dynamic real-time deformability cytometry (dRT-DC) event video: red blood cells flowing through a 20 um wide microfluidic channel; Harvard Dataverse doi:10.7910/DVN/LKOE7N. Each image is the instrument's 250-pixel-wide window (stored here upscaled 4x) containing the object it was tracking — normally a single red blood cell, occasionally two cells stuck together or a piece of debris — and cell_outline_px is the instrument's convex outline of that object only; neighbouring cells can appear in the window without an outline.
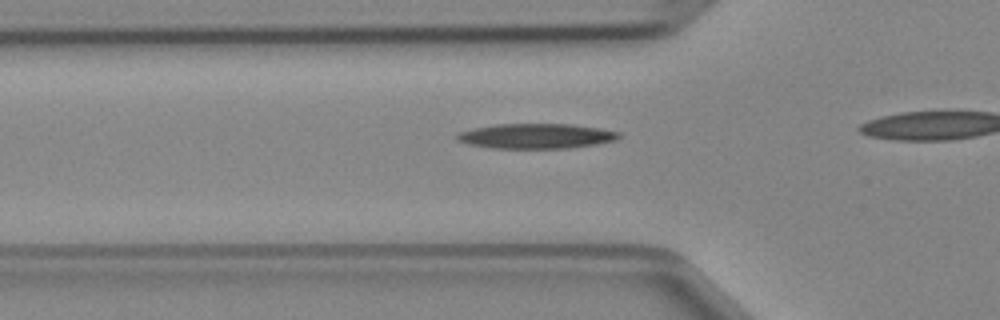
{"species": "Egyptian fruit bat (a non-hibernating species)", "species_latin": "Rousettus aegyptiacus", "temperature_condition": "cold", "stored_images_in_passage": 33, "camera_frame_rate_fps": 3000, "um_per_image_px": 0.085, "animal": {"sex": "female"}, "frame": {"image": 1, "passage_image": 11, "time_ms": 3.333, "image_size_px": [1000, 320], "cell_outline_px": [[620, 136], [616, 140], [596, 144], [568, 148], [492, 148], [468, 144], [456, 140], [456, 136], [460, 132], [472, 128], [496, 124], [572, 124], [600, 128], [620, 132]], "centroid_in_image_um": [45.57, 11.56], "position_along_channel_um": 80.2, "area_um2": 23.58}}
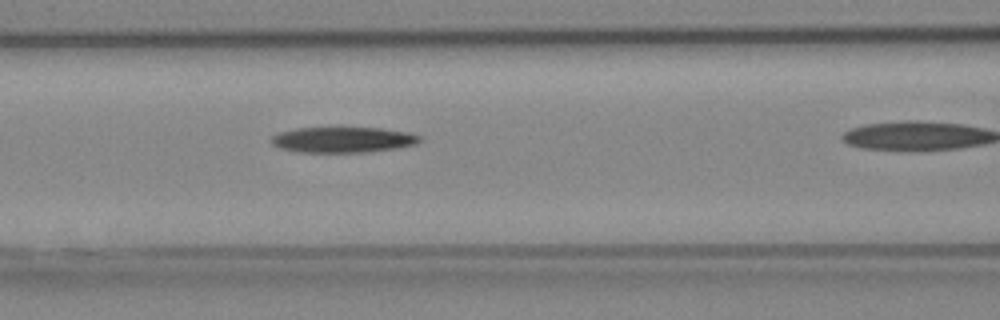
{"frame": {"image": 2, "passage_image": 15, "time_ms": 4.667, "image_size_px": [1000, 320], "cell_outline_px": [[420, 140], [416, 144], [396, 148], [368, 152], [296, 152], [280, 148], [272, 144], [272, 136], [280, 132], [296, 128], [380, 128], [408, 132], [420, 136]], "centroid_in_image_um": [29.14, 11.88], "position_along_channel_um": 137.5, "area_um2": 22.02}}
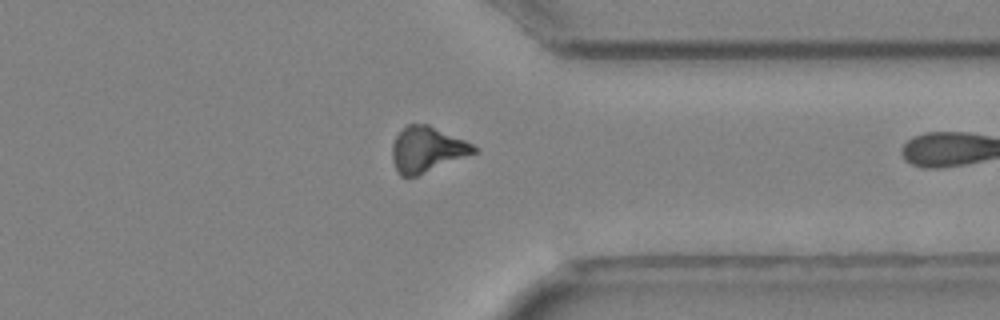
{"frame": {"image": 3, "passage_image": 32, "time_ms": 10.333, "image_size_px": [1000, 320], "cell_outline_px": [[480, 152], [416, 176], [400, 176], [392, 160], [392, 144], [396, 136], [408, 124], [428, 124], [464, 140], [472, 144]], "centroid_in_image_um": [36.31, 12.71], "position_along_channel_um": 375.1, "area_um2": 21.56}}